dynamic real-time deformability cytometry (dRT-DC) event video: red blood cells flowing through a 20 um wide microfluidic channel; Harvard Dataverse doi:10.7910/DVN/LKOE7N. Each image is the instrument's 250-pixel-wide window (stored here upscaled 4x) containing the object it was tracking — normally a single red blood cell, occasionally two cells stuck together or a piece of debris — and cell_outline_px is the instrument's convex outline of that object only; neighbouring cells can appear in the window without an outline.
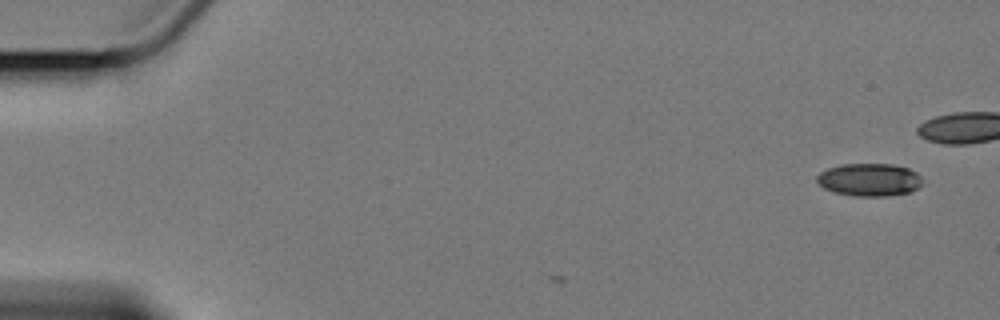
{"species": "Egyptian fruit bat (a non-hibernating species)", "species_latin": "Rousettus aegyptiacus", "temperature_condition": "cold", "stored_images_in_passage": 3, "camera_frame_rate_fps": 3000, "um_per_image_px": 0.085, "animal": {"sex": "female"}, "frame": {"image": 1, "passage_image": 1, "time_ms": 0.0, "image_size_px": [1000, 320], "cell_outline_px": [[924, 184], [912, 192], [884, 196], [856, 196], [832, 192], [824, 188], [816, 180], [816, 176], [820, 172], [828, 168], [840, 164], [892, 164], [908, 168], [916, 172], [920, 176]], "centroid_in_image_um": [73.91, 15.28], "position_along_channel_um": 11.1, "area_um2": 20.35}}